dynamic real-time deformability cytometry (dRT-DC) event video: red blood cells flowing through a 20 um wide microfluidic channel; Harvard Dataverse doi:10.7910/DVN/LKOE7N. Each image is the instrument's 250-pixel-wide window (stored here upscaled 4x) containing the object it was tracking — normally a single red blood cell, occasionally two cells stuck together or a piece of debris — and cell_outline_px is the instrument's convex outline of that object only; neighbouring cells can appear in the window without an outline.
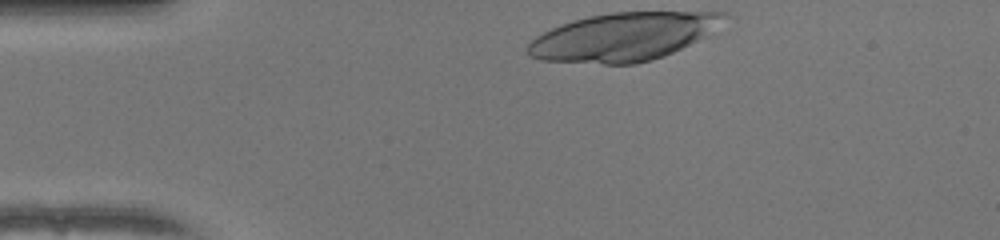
{"species": "human", "species_latin": "Homo sapiens", "temperature_condition": "warm", "stored_images_in_passage": 32, "camera_frame_rate_fps": 3000, "um_per_image_px": 0.085, "donor": {"sex": "female"}, "frame": {"image": 1, "passage_image": 1, "time_ms": 0.0, "image_size_px": [1000, 240], "cell_outline_px": [[728, 16], [708, 36], [672, 52], [636, 64], [604, 64], [540, 60], [532, 56], [528, 52], [528, 44], [536, 36], [560, 24], [572, 20], [588, 16], [612, 12], [728, 12]], "centroid_in_image_um": [52.99, 3.12], "position_along_channel_um": 32.0, "area_um2": 54.68}}